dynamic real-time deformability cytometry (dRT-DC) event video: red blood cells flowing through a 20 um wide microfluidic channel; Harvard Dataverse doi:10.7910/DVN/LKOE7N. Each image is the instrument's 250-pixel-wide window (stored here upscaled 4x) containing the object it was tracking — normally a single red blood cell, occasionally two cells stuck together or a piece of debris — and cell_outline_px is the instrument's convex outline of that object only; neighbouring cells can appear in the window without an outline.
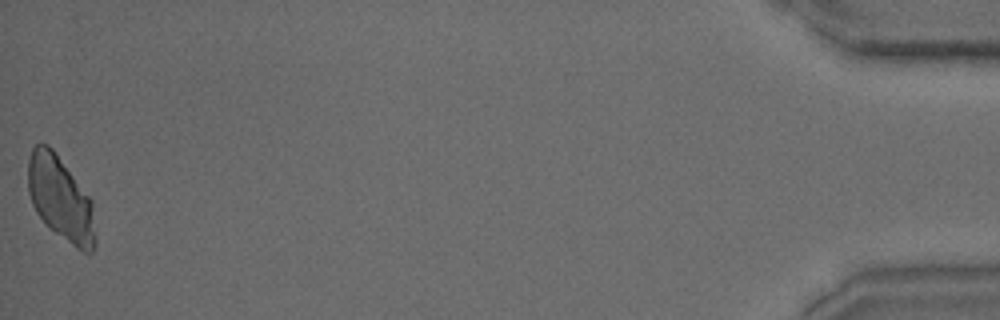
{"species": "common noctule bat (a hibernating species)", "species_latin": "Nyctalus noctula", "temperature_condition": "warm", "stored_images_in_passage": 30, "camera_frame_rate_fps": 3000, "um_per_image_px": 0.085, "animal": {"sex": "male", "body_mass_g": 15.6}, "frame": {"image": 1, "passage_image": 30, "time_ms": 9.667, "image_size_px": [1000, 320], "cell_outline_px": [[96, 244], [92, 252], [84, 252], [76, 248], [48, 228], [36, 212], [32, 204], [28, 192], [28, 160], [32, 148], [40, 140], [48, 144], [56, 152], [92, 200], [96, 240]], "centroid_in_image_um": [5.14, 16.87], "position_along_channel_um": 430.1, "area_um2": 33.47}}